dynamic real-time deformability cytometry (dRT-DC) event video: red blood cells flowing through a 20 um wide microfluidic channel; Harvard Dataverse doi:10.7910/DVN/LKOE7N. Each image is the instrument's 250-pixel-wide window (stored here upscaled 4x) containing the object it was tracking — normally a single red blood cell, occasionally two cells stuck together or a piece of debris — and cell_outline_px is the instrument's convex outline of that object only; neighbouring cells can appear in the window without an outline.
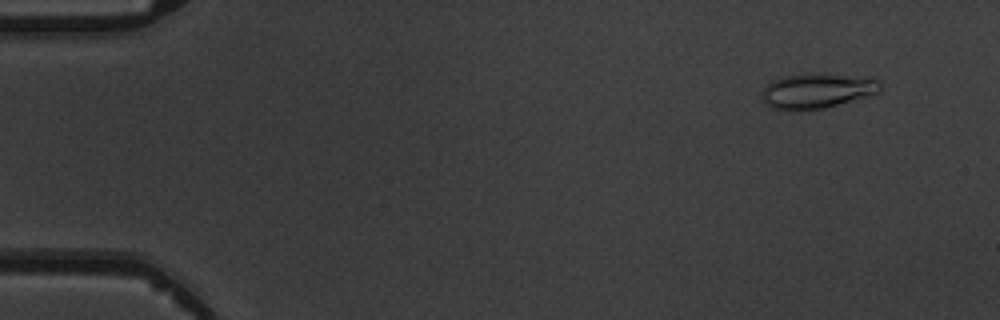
{"species": "common noctule bat (a hibernating species)", "species_latin": "Nyctalus noctula", "temperature_condition": "warm", "stored_images_in_passage": 4, "camera_frame_rate_fps": 3000, "um_per_image_px": 0.085, "animal": {"sex": "male", "body_mass_g": 19.5, "forearm_length_mm": 54.6}, "frame": {"image": 1, "passage_image": 2, "time_ms": 1.0, "image_size_px": [1000, 320], "cell_outline_px": [[884, 84], [880, 92], [824, 108], [792, 112], [788, 112], [772, 108], [760, 96], [764, 88], [772, 80], [784, 76], [876, 76]], "centroid_in_image_um": [69.49, 7.76], "position_along_channel_um": 15.5, "area_um2": 23.81}}